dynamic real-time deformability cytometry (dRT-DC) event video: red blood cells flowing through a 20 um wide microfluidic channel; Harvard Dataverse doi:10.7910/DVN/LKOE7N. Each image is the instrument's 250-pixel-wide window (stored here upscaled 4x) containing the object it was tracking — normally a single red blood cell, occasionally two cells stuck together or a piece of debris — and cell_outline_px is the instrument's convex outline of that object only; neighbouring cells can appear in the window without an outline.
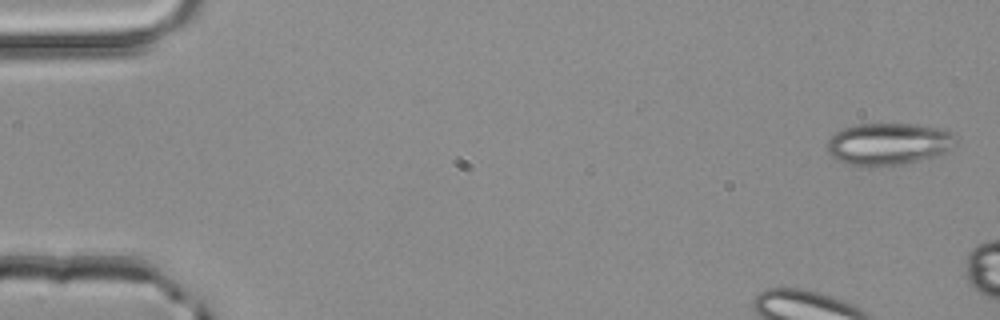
{"species": "common noctule bat (a hibernating species)", "species_latin": "Nyctalus noctula", "temperature_condition": "room temperature", "stored_images_in_passage": 3, "camera_frame_rate_fps": 3000, "um_per_image_px": 0.085, "animal": {"sex": "male", "body_mass_g": 20.4}, "frame": {"image": 1, "passage_image": 1, "time_ms": 0.0, "image_size_px": [1000, 320], "cell_outline_px": [[956, 140], [944, 152], [932, 156], [904, 164], [876, 168], [868, 168], [844, 164], [832, 156], [828, 152], [828, 140], [840, 128], [856, 124], [916, 124], [944, 128]], "centroid_in_image_um": [75.43, 12.25], "position_along_channel_um": 9.6, "area_um2": 31.73}}